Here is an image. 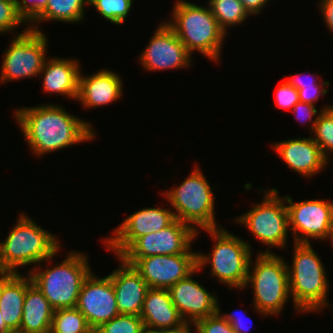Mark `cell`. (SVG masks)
Returning a JSON list of instances; mask_svg holds the SVG:
<instances>
[{
	"label": "cell",
	"instance_id": "bcb514c9",
	"mask_svg": "<svg viewBox=\"0 0 333 333\" xmlns=\"http://www.w3.org/2000/svg\"><path fill=\"white\" fill-rule=\"evenodd\" d=\"M10 333H21V332H18V331H13V332H10Z\"/></svg>",
	"mask_w": 333,
	"mask_h": 333
},
{
	"label": "cell",
	"instance_id": "d6986e66",
	"mask_svg": "<svg viewBox=\"0 0 333 333\" xmlns=\"http://www.w3.org/2000/svg\"><path fill=\"white\" fill-rule=\"evenodd\" d=\"M122 263L108 276L112 280L119 314L140 316L147 290V283L130 264Z\"/></svg>",
	"mask_w": 333,
	"mask_h": 333
},
{
	"label": "cell",
	"instance_id": "6da1fadb",
	"mask_svg": "<svg viewBox=\"0 0 333 333\" xmlns=\"http://www.w3.org/2000/svg\"><path fill=\"white\" fill-rule=\"evenodd\" d=\"M14 117L36 156L92 140L96 135L90 122L71 115L57 104L19 108Z\"/></svg>",
	"mask_w": 333,
	"mask_h": 333
},
{
	"label": "cell",
	"instance_id": "5b68a950",
	"mask_svg": "<svg viewBox=\"0 0 333 333\" xmlns=\"http://www.w3.org/2000/svg\"><path fill=\"white\" fill-rule=\"evenodd\" d=\"M266 249L258 252L254 264L251 259L244 288L252 286L253 307L257 313L279 316L290 298L288 264L283 257Z\"/></svg>",
	"mask_w": 333,
	"mask_h": 333
},
{
	"label": "cell",
	"instance_id": "9c48e42d",
	"mask_svg": "<svg viewBox=\"0 0 333 333\" xmlns=\"http://www.w3.org/2000/svg\"><path fill=\"white\" fill-rule=\"evenodd\" d=\"M260 192L264 193L262 202L255 204L249 212L235 218V222L238 221L247 227L251 234L267 247L285 248L289 234L286 200L278 196L276 188Z\"/></svg>",
	"mask_w": 333,
	"mask_h": 333
},
{
	"label": "cell",
	"instance_id": "d590c367",
	"mask_svg": "<svg viewBox=\"0 0 333 333\" xmlns=\"http://www.w3.org/2000/svg\"><path fill=\"white\" fill-rule=\"evenodd\" d=\"M327 92L325 86L301 87L298 89L299 102L316 105L315 101H318L319 97L326 95Z\"/></svg>",
	"mask_w": 333,
	"mask_h": 333
},
{
	"label": "cell",
	"instance_id": "7c38bea8",
	"mask_svg": "<svg viewBox=\"0 0 333 333\" xmlns=\"http://www.w3.org/2000/svg\"><path fill=\"white\" fill-rule=\"evenodd\" d=\"M288 205L289 230L294 243H310L309 239L323 240L333 236V202L328 200H302L293 202L285 196Z\"/></svg>",
	"mask_w": 333,
	"mask_h": 333
},
{
	"label": "cell",
	"instance_id": "f546056e",
	"mask_svg": "<svg viewBox=\"0 0 333 333\" xmlns=\"http://www.w3.org/2000/svg\"><path fill=\"white\" fill-rule=\"evenodd\" d=\"M145 326L140 316L119 314L101 324L94 333H143Z\"/></svg>",
	"mask_w": 333,
	"mask_h": 333
},
{
	"label": "cell",
	"instance_id": "7bdbcfd3",
	"mask_svg": "<svg viewBox=\"0 0 333 333\" xmlns=\"http://www.w3.org/2000/svg\"><path fill=\"white\" fill-rule=\"evenodd\" d=\"M10 332L12 331L6 326L0 311V333H10Z\"/></svg>",
	"mask_w": 333,
	"mask_h": 333
},
{
	"label": "cell",
	"instance_id": "e0dca14e",
	"mask_svg": "<svg viewBox=\"0 0 333 333\" xmlns=\"http://www.w3.org/2000/svg\"><path fill=\"white\" fill-rule=\"evenodd\" d=\"M172 285L168 291L173 304L187 324L206 318L218 312V297L209 293L192 275Z\"/></svg>",
	"mask_w": 333,
	"mask_h": 333
},
{
	"label": "cell",
	"instance_id": "8fae6325",
	"mask_svg": "<svg viewBox=\"0 0 333 333\" xmlns=\"http://www.w3.org/2000/svg\"><path fill=\"white\" fill-rule=\"evenodd\" d=\"M197 254L190 247L183 254L119 258L132 265L149 288L169 289L198 268Z\"/></svg>",
	"mask_w": 333,
	"mask_h": 333
},
{
	"label": "cell",
	"instance_id": "d6a6232c",
	"mask_svg": "<svg viewBox=\"0 0 333 333\" xmlns=\"http://www.w3.org/2000/svg\"><path fill=\"white\" fill-rule=\"evenodd\" d=\"M48 0H15L17 14L27 26L32 23L46 8Z\"/></svg>",
	"mask_w": 333,
	"mask_h": 333
},
{
	"label": "cell",
	"instance_id": "83f0119b",
	"mask_svg": "<svg viewBox=\"0 0 333 333\" xmlns=\"http://www.w3.org/2000/svg\"><path fill=\"white\" fill-rule=\"evenodd\" d=\"M133 0H89L103 18L115 25H122L129 14Z\"/></svg>",
	"mask_w": 333,
	"mask_h": 333
},
{
	"label": "cell",
	"instance_id": "5bb4252c",
	"mask_svg": "<svg viewBox=\"0 0 333 333\" xmlns=\"http://www.w3.org/2000/svg\"><path fill=\"white\" fill-rule=\"evenodd\" d=\"M191 56L173 29L164 21L154 31L139 61L148 71H162L189 67L193 59Z\"/></svg>",
	"mask_w": 333,
	"mask_h": 333
},
{
	"label": "cell",
	"instance_id": "8992f818",
	"mask_svg": "<svg viewBox=\"0 0 333 333\" xmlns=\"http://www.w3.org/2000/svg\"><path fill=\"white\" fill-rule=\"evenodd\" d=\"M67 255L58 266L45 270L37 266L28 272L54 310L76 307L82 284L92 272L87 254L70 251Z\"/></svg>",
	"mask_w": 333,
	"mask_h": 333
},
{
	"label": "cell",
	"instance_id": "cb8c5ba5",
	"mask_svg": "<svg viewBox=\"0 0 333 333\" xmlns=\"http://www.w3.org/2000/svg\"><path fill=\"white\" fill-rule=\"evenodd\" d=\"M54 309L43 293L32 283L26 290L23 315L18 332L50 333Z\"/></svg>",
	"mask_w": 333,
	"mask_h": 333
},
{
	"label": "cell",
	"instance_id": "836d02e7",
	"mask_svg": "<svg viewBox=\"0 0 333 333\" xmlns=\"http://www.w3.org/2000/svg\"><path fill=\"white\" fill-rule=\"evenodd\" d=\"M275 104L281 109H293V106L299 102L298 90L290 85L286 80L280 83L276 90Z\"/></svg>",
	"mask_w": 333,
	"mask_h": 333
},
{
	"label": "cell",
	"instance_id": "74e56055",
	"mask_svg": "<svg viewBox=\"0 0 333 333\" xmlns=\"http://www.w3.org/2000/svg\"><path fill=\"white\" fill-rule=\"evenodd\" d=\"M306 76V74H305ZM310 77H312L310 79ZM309 77V80H305L303 79V75L300 76V74H296V75H293L291 77H289L288 79H286V81L294 86L297 90L300 89L301 87H308V86H326V88L328 86H330V83L328 81H324L323 80L321 82H318L316 80H314L313 76H310ZM306 78V77H305ZM308 78V77H307Z\"/></svg>",
	"mask_w": 333,
	"mask_h": 333
},
{
	"label": "cell",
	"instance_id": "ba28073f",
	"mask_svg": "<svg viewBox=\"0 0 333 333\" xmlns=\"http://www.w3.org/2000/svg\"><path fill=\"white\" fill-rule=\"evenodd\" d=\"M174 210L175 219L189 225L195 232L197 228H219L215 220V196L212 188L199 167L172 190L163 192ZM195 224V226H194Z\"/></svg>",
	"mask_w": 333,
	"mask_h": 333
},
{
	"label": "cell",
	"instance_id": "ee69618b",
	"mask_svg": "<svg viewBox=\"0 0 333 333\" xmlns=\"http://www.w3.org/2000/svg\"><path fill=\"white\" fill-rule=\"evenodd\" d=\"M143 333H168V330L152 329L145 327Z\"/></svg>",
	"mask_w": 333,
	"mask_h": 333
},
{
	"label": "cell",
	"instance_id": "f35d334b",
	"mask_svg": "<svg viewBox=\"0 0 333 333\" xmlns=\"http://www.w3.org/2000/svg\"><path fill=\"white\" fill-rule=\"evenodd\" d=\"M319 6L327 27L333 32V0H321Z\"/></svg>",
	"mask_w": 333,
	"mask_h": 333
},
{
	"label": "cell",
	"instance_id": "ac0fdd59",
	"mask_svg": "<svg viewBox=\"0 0 333 333\" xmlns=\"http://www.w3.org/2000/svg\"><path fill=\"white\" fill-rule=\"evenodd\" d=\"M290 169L306 178L316 175L328 164L320 147L310 136L280 141L272 145Z\"/></svg>",
	"mask_w": 333,
	"mask_h": 333
},
{
	"label": "cell",
	"instance_id": "d4e9b609",
	"mask_svg": "<svg viewBox=\"0 0 333 333\" xmlns=\"http://www.w3.org/2000/svg\"><path fill=\"white\" fill-rule=\"evenodd\" d=\"M88 2L89 0H48L45 10L31 23L33 26L28 25V28L40 31L39 24L42 21L79 23L85 17L84 9Z\"/></svg>",
	"mask_w": 333,
	"mask_h": 333
},
{
	"label": "cell",
	"instance_id": "4316f807",
	"mask_svg": "<svg viewBox=\"0 0 333 333\" xmlns=\"http://www.w3.org/2000/svg\"><path fill=\"white\" fill-rule=\"evenodd\" d=\"M50 333H94L86 318L76 308L54 310Z\"/></svg>",
	"mask_w": 333,
	"mask_h": 333
},
{
	"label": "cell",
	"instance_id": "9a60e30c",
	"mask_svg": "<svg viewBox=\"0 0 333 333\" xmlns=\"http://www.w3.org/2000/svg\"><path fill=\"white\" fill-rule=\"evenodd\" d=\"M175 220L172 210L163 207L142 208L132 213L114 229L113 237L105 238L107 250L119 257L137 238L166 228Z\"/></svg>",
	"mask_w": 333,
	"mask_h": 333
},
{
	"label": "cell",
	"instance_id": "7a4b0ae2",
	"mask_svg": "<svg viewBox=\"0 0 333 333\" xmlns=\"http://www.w3.org/2000/svg\"><path fill=\"white\" fill-rule=\"evenodd\" d=\"M170 21L173 29L187 51L196 50L203 56L218 61L226 33L220 28L209 6L201 7L185 0H176Z\"/></svg>",
	"mask_w": 333,
	"mask_h": 333
},
{
	"label": "cell",
	"instance_id": "44dd1931",
	"mask_svg": "<svg viewBox=\"0 0 333 333\" xmlns=\"http://www.w3.org/2000/svg\"><path fill=\"white\" fill-rule=\"evenodd\" d=\"M140 317L144 326L152 329L171 331L186 324L173 304L168 289L149 288Z\"/></svg>",
	"mask_w": 333,
	"mask_h": 333
},
{
	"label": "cell",
	"instance_id": "ffe728a7",
	"mask_svg": "<svg viewBox=\"0 0 333 333\" xmlns=\"http://www.w3.org/2000/svg\"><path fill=\"white\" fill-rule=\"evenodd\" d=\"M122 83L120 76L110 70L103 69L88 76L80 72L76 100L89 109L106 106L121 98Z\"/></svg>",
	"mask_w": 333,
	"mask_h": 333
},
{
	"label": "cell",
	"instance_id": "1f68e13d",
	"mask_svg": "<svg viewBox=\"0 0 333 333\" xmlns=\"http://www.w3.org/2000/svg\"><path fill=\"white\" fill-rule=\"evenodd\" d=\"M192 325L197 333H236L218 312L200 319Z\"/></svg>",
	"mask_w": 333,
	"mask_h": 333
},
{
	"label": "cell",
	"instance_id": "30bf717a",
	"mask_svg": "<svg viewBox=\"0 0 333 333\" xmlns=\"http://www.w3.org/2000/svg\"><path fill=\"white\" fill-rule=\"evenodd\" d=\"M4 51L0 82L25 79L40 75L46 60L48 39L40 31L25 28Z\"/></svg>",
	"mask_w": 333,
	"mask_h": 333
},
{
	"label": "cell",
	"instance_id": "2e32d148",
	"mask_svg": "<svg viewBox=\"0 0 333 333\" xmlns=\"http://www.w3.org/2000/svg\"><path fill=\"white\" fill-rule=\"evenodd\" d=\"M76 308L86 318L93 331L118 316L111 278L109 276L98 278L91 272L82 284Z\"/></svg>",
	"mask_w": 333,
	"mask_h": 333
},
{
	"label": "cell",
	"instance_id": "52a82bcc",
	"mask_svg": "<svg viewBox=\"0 0 333 333\" xmlns=\"http://www.w3.org/2000/svg\"><path fill=\"white\" fill-rule=\"evenodd\" d=\"M210 234L215 245L211 253L198 252V269L202 270L211 264L210 275L218 278L219 282L228 285V289H244L247 281L249 265L252 258L251 245L242 238L233 235L222 226L205 229Z\"/></svg>",
	"mask_w": 333,
	"mask_h": 333
},
{
	"label": "cell",
	"instance_id": "f6af8a7d",
	"mask_svg": "<svg viewBox=\"0 0 333 333\" xmlns=\"http://www.w3.org/2000/svg\"><path fill=\"white\" fill-rule=\"evenodd\" d=\"M2 271V262H1V258H0V272Z\"/></svg>",
	"mask_w": 333,
	"mask_h": 333
},
{
	"label": "cell",
	"instance_id": "603a6c76",
	"mask_svg": "<svg viewBox=\"0 0 333 333\" xmlns=\"http://www.w3.org/2000/svg\"><path fill=\"white\" fill-rule=\"evenodd\" d=\"M29 274L13 273L0 291V311L6 326L13 332L19 331L23 315V303L27 288L32 284Z\"/></svg>",
	"mask_w": 333,
	"mask_h": 333
},
{
	"label": "cell",
	"instance_id": "b9f144b4",
	"mask_svg": "<svg viewBox=\"0 0 333 333\" xmlns=\"http://www.w3.org/2000/svg\"><path fill=\"white\" fill-rule=\"evenodd\" d=\"M13 273L8 271H1L0 272V291L2 288V284L12 275Z\"/></svg>",
	"mask_w": 333,
	"mask_h": 333
},
{
	"label": "cell",
	"instance_id": "277c9868",
	"mask_svg": "<svg viewBox=\"0 0 333 333\" xmlns=\"http://www.w3.org/2000/svg\"><path fill=\"white\" fill-rule=\"evenodd\" d=\"M292 266L288 265L290 296L299 312H317L329 306V281L320 257L311 243H294Z\"/></svg>",
	"mask_w": 333,
	"mask_h": 333
},
{
	"label": "cell",
	"instance_id": "4fadbf2b",
	"mask_svg": "<svg viewBox=\"0 0 333 333\" xmlns=\"http://www.w3.org/2000/svg\"><path fill=\"white\" fill-rule=\"evenodd\" d=\"M198 232L175 219L166 228L137 238L119 257L183 254L192 247Z\"/></svg>",
	"mask_w": 333,
	"mask_h": 333
},
{
	"label": "cell",
	"instance_id": "e575fe53",
	"mask_svg": "<svg viewBox=\"0 0 333 333\" xmlns=\"http://www.w3.org/2000/svg\"><path fill=\"white\" fill-rule=\"evenodd\" d=\"M315 105L309 104V103H302V102H298L293 106L292 112L296 115V119L298 120H302L300 123L303 124L305 123V121H309V123L311 125V131H309V134H312V130L314 129L315 123L317 122V119L319 117V115L322 113V111H326L329 109H332L333 106H324V108H322L320 110V112L317 111V109L315 108ZM316 117L315 119L313 117ZM313 119V120H312Z\"/></svg>",
	"mask_w": 333,
	"mask_h": 333
},
{
	"label": "cell",
	"instance_id": "3957f363",
	"mask_svg": "<svg viewBox=\"0 0 333 333\" xmlns=\"http://www.w3.org/2000/svg\"><path fill=\"white\" fill-rule=\"evenodd\" d=\"M16 222L5 241H0L2 271L17 274L19 266H37L44 260L52 262L53 257L60 251L59 239L36 225V222L24 213L20 214Z\"/></svg>",
	"mask_w": 333,
	"mask_h": 333
},
{
	"label": "cell",
	"instance_id": "f1b7e54d",
	"mask_svg": "<svg viewBox=\"0 0 333 333\" xmlns=\"http://www.w3.org/2000/svg\"><path fill=\"white\" fill-rule=\"evenodd\" d=\"M314 141L318 144L322 154L328 160L329 155L333 152V108L322 111L315 123Z\"/></svg>",
	"mask_w": 333,
	"mask_h": 333
},
{
	"label": "cell",
	"instance_id": "ab89813d",
	"mask_svg": "<svg viewBox=\"0 0 333 333\" xmlns=\"http://www.w3.org/2000/svg\"><path fill=\"white\" fill-rule=\"evenodd\" d=\"M244 5L247 12L252 15H257L261 13L264 6L269 3V0H240Z\"/></svg>",
	"mask_w": 333,
	"mask_h": 333
},
{
	"label": "cell",
	"instance_id": "484cf974",
	"mask_svg": "<svg viewBox=\"0 0 333 333\" xmlns=\"http://www.w3.org/2000/svg\"><path fill=\"white\" fill-rule=\"evenodd\" d=\"M208 6L225 33L227 27L242 24L250 16L240 0H209Z\"/></svg>",
	"mask_w": 333,
	"mask_h": 333
},
{
	"label": "cell",
	"instance_id": "4dcf8cb0",
	"mask_svg": "<svg viewBox=\"0 0 333 333\" xmlns=\"http://www.w3.org/2000/svg\"><path fill=\"white\" fill-rule=\"evenodd\" d=\"M25 23L17 14L15 0H0V35L2 33L11 32L20 24Z\"/></svg>",
	"mask_w": 333,
	"mask_h": 333
},
{
	"label": "cell",
	"instance_id": "8d00e7d4",
	"mask_svg": "<svg viewBox=\"0 0 333 333\" xmlns=\"http://www.w3.org/2000/svg\"><path fill=\"white\" fill-rule=\"evenodd\" d=\"M219 302H218V313L220 314V316H222L232 327V329L236 332V333H248L249 332V327L245 326L244 324V319L247 317L241 316L242 314L240 313L239 316H237L234 313H225L221 314V309L219 307Z\"/></svg>",
	"mask_w": 333,
	"mask_h": 333
},
{
	"label": "cell",
	"instance_id": "60d3db41",
	"mask_svg": "<svg viewBox=\"0 0 333 333\" xmlns=\"http://www.w3.org/2000/svg\"><path fill=\"white\" fill-rule=\"evenodd\" d=\"M191 324H185L182 328L168 331V333H191Z\"/></svg>",
	"mask_w": 333,
	"mask_h": 333
},
{
	"label": "cell",
	"instance_id": "7402d4cb",
	"mask_svg": "<svg viewBox=\"0 0 333 333\" xmlns=\"http://www.w3.org/2000/svg\"><path fill=\"white\" fill-rule=\"evenodd\" d=\"M81 69L77 59L51 58L45 60L42 71L43 91L65 95L76 100Z\"/></svg>",
	"mask_w": 333,
	"mask_h": 333
}]
</instances>
